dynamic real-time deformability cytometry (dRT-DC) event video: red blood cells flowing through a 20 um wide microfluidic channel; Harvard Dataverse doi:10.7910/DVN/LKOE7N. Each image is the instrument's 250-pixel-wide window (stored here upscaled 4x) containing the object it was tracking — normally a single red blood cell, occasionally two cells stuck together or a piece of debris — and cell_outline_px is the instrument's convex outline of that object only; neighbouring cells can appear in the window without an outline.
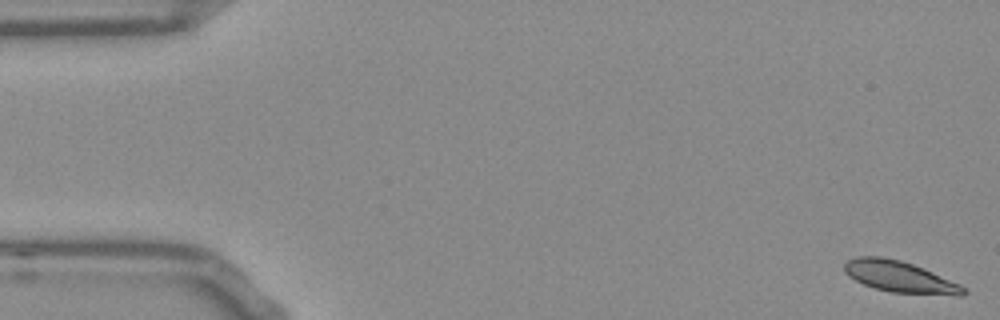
{"species": "Egyptian fruit bat (a non-hibernating species)", "species_latin": "Rousettus aegyptiacus", "temperature_condition": "room temperature", "stored_images_in_passage": 54, "camera_frame_rate_fps": 3000, "um_per_image_px": 0.085, "frame": {"image": 1, "passage_image": 1, "time_ms": 0.0, "image_size_px": [1000, 320], "cell_outline_px": [[968, 292], [964, 296], [956, 296], [892, 292], [876, 288], [864, 284], [848, 276], [844, 272], [844, 264], [848, 260], [856, 256], [880, 256], [900, 260], [912, 264], [932, 272], [960, 284]], "centroid_in_image_um": [76.49, 23.53], "position_along_channel_um": 8.5, "area_um2": 21.68}}
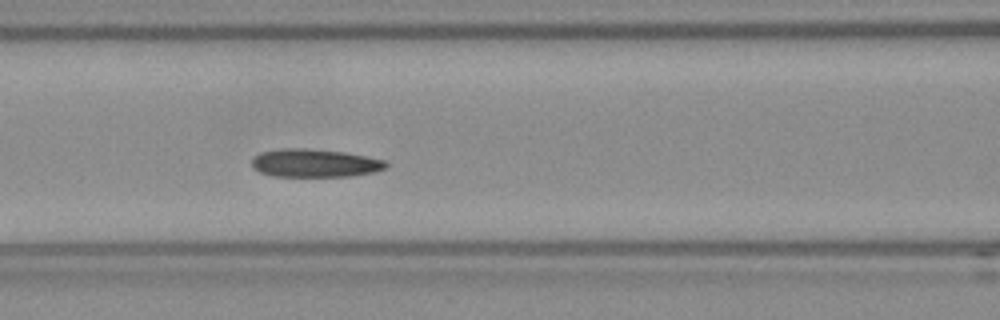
{"frame": {"image": 2, "passage_image": 22, "time_ms": 7.0, "image_size_px": [1000, 320], "cell_outline_px": [[388, 164], [384, 168], [372, 172], [348, 176], [272, 176], [260, 172], [252, 168], [252, 160], [260, 152], [280, 148], [308, 148], [344, 152], [384, 160]], "centroid_in_image_um": [26.69, 13.85], "position_along_channel_um": 139.9, "area_um2": 21.85}}
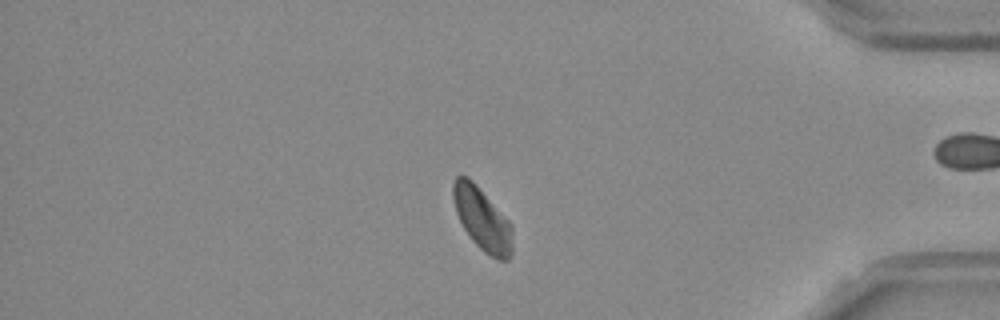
{"frame": {"image": 3, "passage_image": 45, "time_ms": 14.667, "image_size_px": [1000, 320], "cell_outline_px": [[512, 252], [508, 260], [496, 260], [484, 252], [472, 240], [464, 228], [456, 212], [452, 196], [452, 184], [456, 176], [464, 176], [472, 180], [476, 184], [512, 224]], "centroid_in_image_um": [41.0, 18.63], "position_along_channel_um": 394.2, "area_um2": 21.62}, "authors_computed_cell_mechanics": {"area_um2": 21.7039, "velocity_mm_per_s": 3.7539, "shape_relaxation_time_tau1_ms": 10.612, "shape_relaxation_time_tau2_ms": null, "deformation_change_tau1": 0.1473, "deformation_change_tau2": null}}